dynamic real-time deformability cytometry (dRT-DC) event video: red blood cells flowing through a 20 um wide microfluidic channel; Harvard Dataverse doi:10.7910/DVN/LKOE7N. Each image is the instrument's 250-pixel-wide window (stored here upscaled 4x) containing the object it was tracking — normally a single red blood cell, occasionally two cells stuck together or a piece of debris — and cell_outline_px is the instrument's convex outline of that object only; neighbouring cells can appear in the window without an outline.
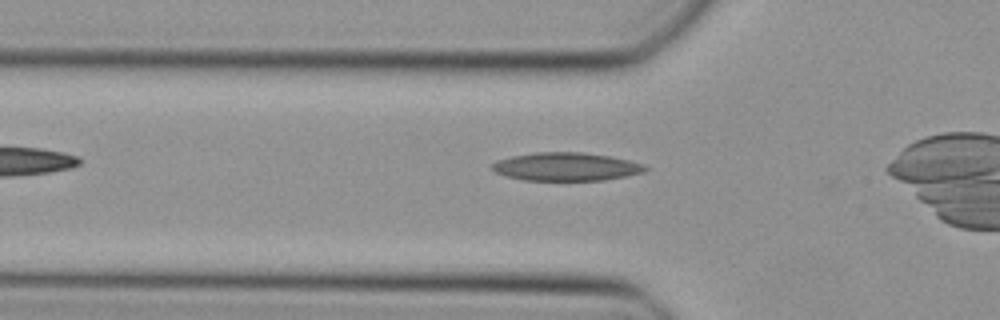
{"species": "Egyptian fruit bat (a non-hibernating species)", "species_latin": "Rousettus aegyptiacus", "temperature_condition": "cold", "stored_images_in_passage": 26, "camera_frame_rate_fps": 3000, "um_per_image_px": 0.085, "animal": {"sex": "female"}, "frame": {"image": 1, "passage_image": 3, "time_ms": 0.667, "image_size_px": [1000, 320], "cell_outline_px": [[648, 168], [644, 172], [604, 180], [524, 180], [508, 176], [496, 172], [492, 168], [492, 164], [496, 160], [512, 156], [536, 152], [580, 152], [608, 156], [628, 160], [644, 164]], "centroid_in_image_um": [48.12, 14.16], "position_along_channel_um": 77.7, "area_um2": 24.91}}
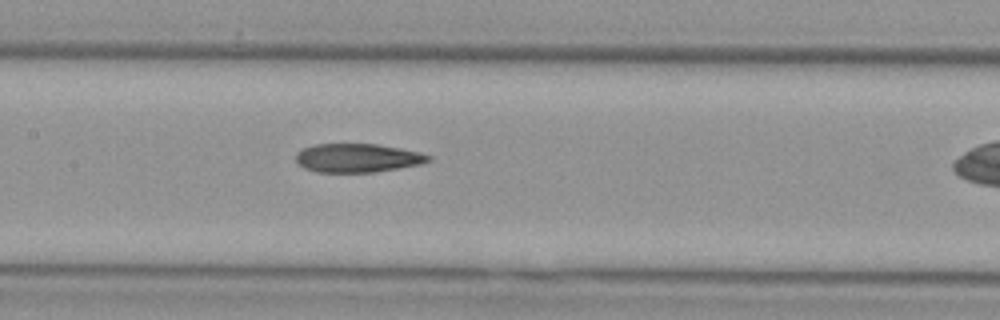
{"frame": {"image": 2, "passage_image": 10, "time_ms": 3.0, "image_size_px": [1000, 320], "cell_outline_px": [[432, 160], [420, 164], [376, 172], [316, 172], [304, 168], [296, 160], [296, 152], [304, 148], [316, 144], [376, 144], [400, 148], [420, 152], [432, 156]], "centroid_in_image_um": [30.4, 13.43], "position_along_channel_um": 177.0, "area_um2": 22.14}}
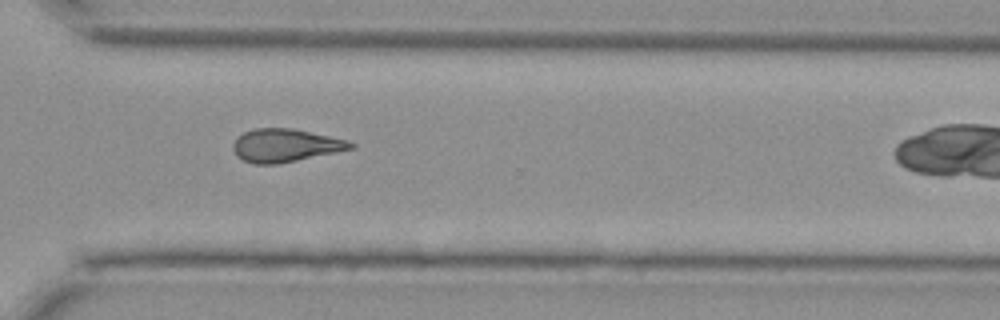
{"frame": {"image": 3, "passage_image": 22, "time_ms": 7.0, "image_size_px": [1000, 320], "cell_outline_px": [[356, 148], [276, 164], [256, 164], [244, 160], [236, 156], [232, 148], [232, 144], [244, 132], [256, 128], [292, 128], [348, 140], [356, 144]], "centroid_in_image_um": [24.27, 12.36], "position_along_channel_um": 346.3, "area_um2": 22.48}}